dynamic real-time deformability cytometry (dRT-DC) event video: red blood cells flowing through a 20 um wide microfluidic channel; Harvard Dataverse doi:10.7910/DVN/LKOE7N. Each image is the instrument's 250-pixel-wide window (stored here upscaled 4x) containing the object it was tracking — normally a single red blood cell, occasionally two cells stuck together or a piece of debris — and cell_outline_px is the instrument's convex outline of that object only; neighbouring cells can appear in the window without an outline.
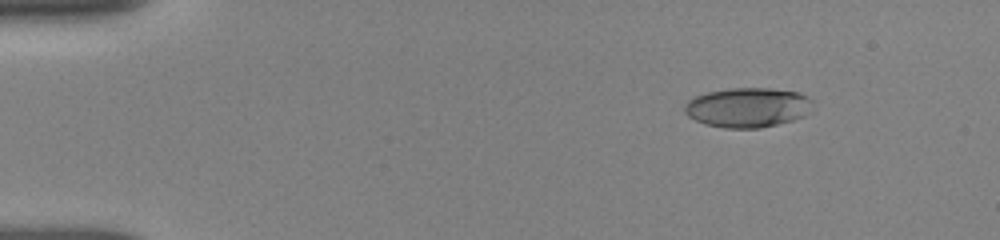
{"species": "human", "species_latin": "Homo sapiens", "temperature_condition": "room temperature", "stored_images_in_passage": 52, "camera_frame_rate_fps": 3000, "um_per_image_px": 0.085, "donor": {"sex": "female"}, "frame": {"image": 1, "passage_image": 6, "time_ms": 2.0, "image_size_px": [1000, 240], "cell_outline_px": [[812, 100], [808, 112], [804, 116], [792, 120], [760, 128], [724, 128], [704, 124], [688, 116], [684, 112], [684, 108], [688, 100], [696, 96], [708, 92], [732, 88], [768, 88], [800, 92], [808, 96]], "centroid_in_image_um": [63.54, 9.13], "position_along_channel_um": 21.5, "area_um2": 29.54}}
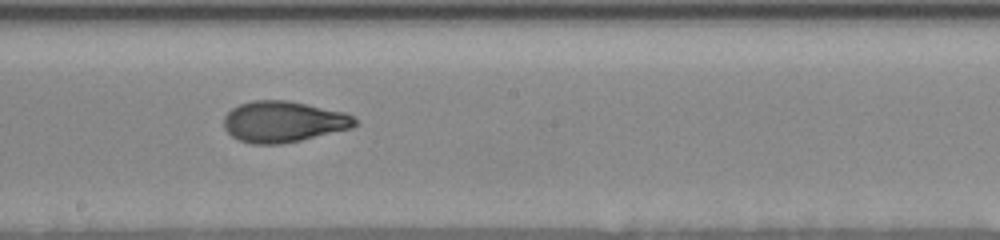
{"frame": {"image": 2, "passage_image": 28, "time_ms": 9.667, "image_size_px": [1000, 240], "cell_outline_px": [[356, 124], [352, 128], [300, 140], [280, 144], [252, 144], [240, 140], [232, 136], [224, 128], [224, 116], [232, 108], [240, 104], [252, 100], [288, 100], [344, 112], [352, 116], [356, 120]], "centroid_in_image_um": [24.06, 10.34], "position_along_channel_um": 224.1, "area_um2": 31.21}}
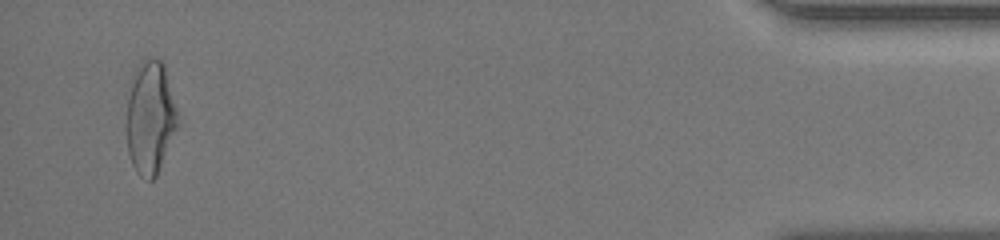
{"frame": {"image": 3, "passage_image": 49, "time_ms": 16.667, "image_size_px": [1000, 240], "cell_outline_px": [[176, 124], [156, 176], [152, 180], [148, 180], [140, 176], [136, 172], [132, 164], [128, 152], [124, 128], [132, 72], [148, 56], [160, 60], [164, 64], [176, 112]], "centroid_in_image_um": [12.68, 9.98], "position_along_channel_um": 422.5, "area_um2": 33.18}, "authors_computed_cell_mechanics": {"area_um2": 30.9519, "velocity_mm_per_s": 3.8565, "shape_relaxation_time_tau1_ms": 4.1831, "shape_relaxation_time_tau2_ms": 1.3168, "deformation_change_tau1": 0.1981, "deformation_change_tau2": 0.0727}}